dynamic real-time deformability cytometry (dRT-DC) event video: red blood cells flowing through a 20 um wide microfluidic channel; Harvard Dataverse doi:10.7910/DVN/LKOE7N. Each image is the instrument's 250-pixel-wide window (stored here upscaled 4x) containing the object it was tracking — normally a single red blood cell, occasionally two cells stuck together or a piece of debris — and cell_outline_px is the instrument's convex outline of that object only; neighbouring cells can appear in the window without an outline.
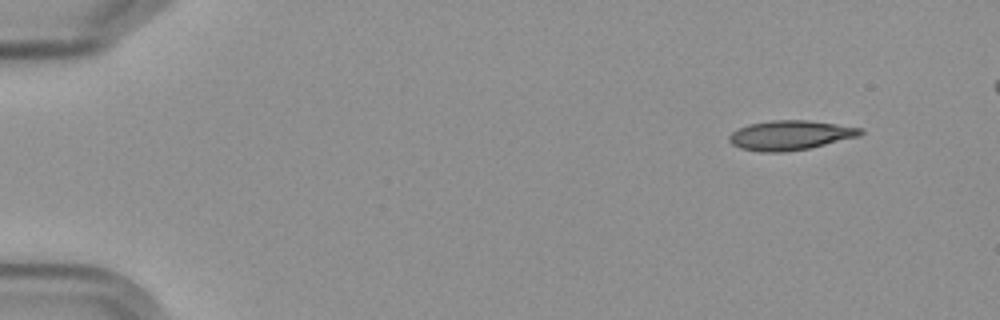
{"species": "Egyptian fruit bat (a non-hibernating species)", "species_latin": "Rousettus aegyptiacus", "temperature_condition": "cold", "stored_images_in_passage": 5, "camera_frame_rate_fps": 3000, "um_per_image_px": 0.085, "frame": {"image": 1, "passage_image": 1, "time_ms": 0.0, "image_size_px": [1000, 320], "cell_outline_px": [[864, 132], [860, 136], [808, 148], [784, 152], [760, 152], [740, 148], [732, 144], [728, 140], [728, 136], [732, 132], [748, 124], [772, 120], [808, 120], [864, 128]], "centroid_in_image_um": [67.17, 11.49], "position_along_channel_um": 17.8, "area_um2": 22.6}}